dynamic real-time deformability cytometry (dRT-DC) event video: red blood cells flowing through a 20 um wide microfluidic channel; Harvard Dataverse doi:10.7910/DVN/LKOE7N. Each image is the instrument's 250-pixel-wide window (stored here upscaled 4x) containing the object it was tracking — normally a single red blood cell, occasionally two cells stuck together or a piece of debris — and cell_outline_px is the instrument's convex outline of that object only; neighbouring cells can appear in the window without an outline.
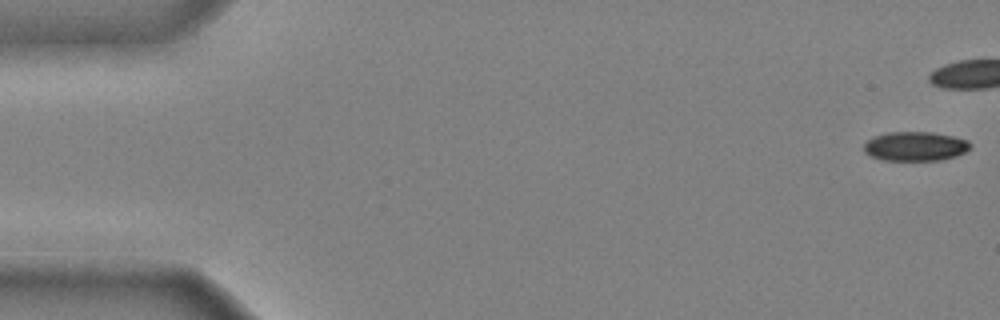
{"species": "common noctule bat (a hibernating species)", "species_latin": "Nyctalus noctula", "temperature_condition": "cold", "stored_images_in_passage": 39, "camera_frame_rate_fps": 3000, "um_per_image_px": 0.085, "animal": {"sex": "male", "body_mass_g": 20.4}, "frame": {"image": 1, "passage_image": 1, "time_ms": 0.0, "image_size_px": [1000, 320], "cell_outline_px": [[972, 148], [956, 156], [940, 160], [880, 160], [864, 152], [864, 144], [872, 136], [888, 132], [932, 132], [952, 136], [968, 140], [972, 144]], "centroid_in_image_um": [77.8, 12.43], "position_along_channel_um": 7.2, "area_um2": 18.26}}
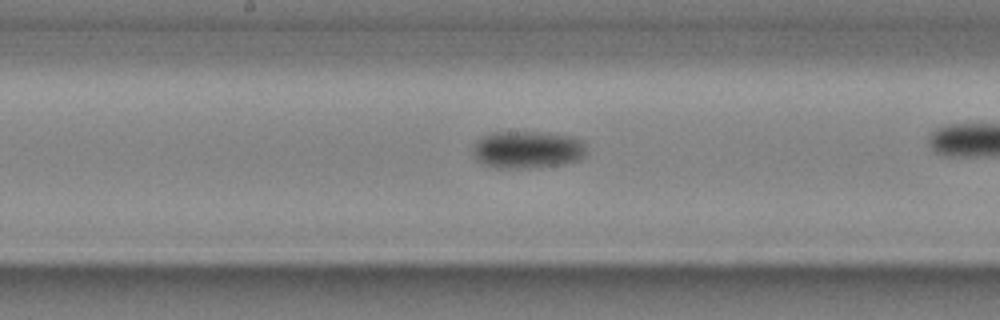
{"frame": {"image": 2, "passage_image": 26, "time_ms": 8.333, "image_size_px": [1000, 320], "cell_outline_px": [[584, 156], [580, 160], [560, 164], [528, 168], [496, 168], [480, 164], [476, 160], [472, 152], [472, 148], [476, 140], [480, 136], [492, 132], [548, 132], [572, 136], [584, 140]], "centroid_in_image_um": [44.78, 12.71], "position_along_channel_um": 203.4, "area_um2": 25.2}}
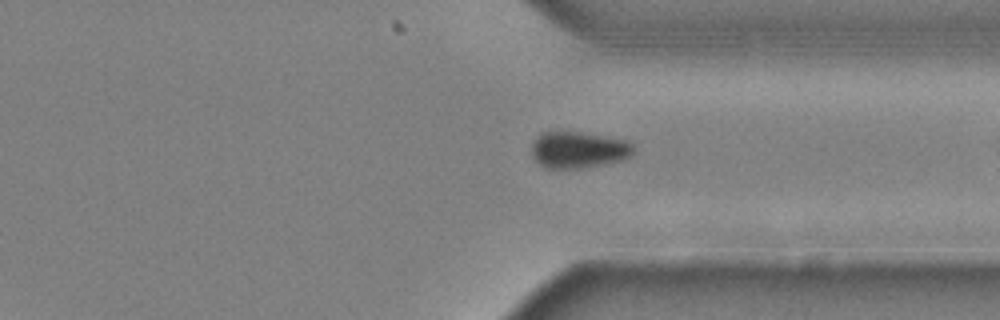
{"frame": {"image": 3, "passage_image": 38, "time_ms": 12.333, "image_size_px": [1000, 320], "cell_outline_px": [[632, 156], [624, 160], [588, 168], [544, 168], [532, 156], [532, 140], [540, 132], [580, 132], [628, 140], [632, 144]], "centroid_in_image_um": [49.17, 12.74], "position_along_channel_um": 362.2, "area_um2": 21.96}}